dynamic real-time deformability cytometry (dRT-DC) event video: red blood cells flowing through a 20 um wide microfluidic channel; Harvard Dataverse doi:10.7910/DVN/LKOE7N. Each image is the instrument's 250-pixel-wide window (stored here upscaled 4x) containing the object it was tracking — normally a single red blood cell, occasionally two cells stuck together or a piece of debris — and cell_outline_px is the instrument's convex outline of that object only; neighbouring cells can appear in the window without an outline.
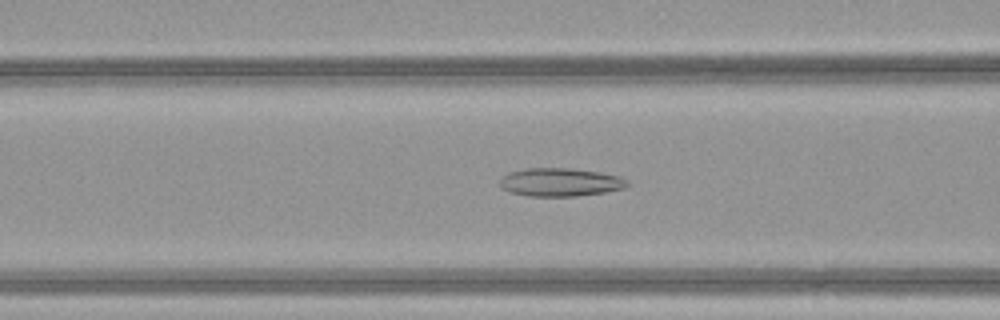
{"species": "common noctule bat (a hibernating species)", "species_latin": "Nyctalus noctula", "temperature_condition": "warm", "stored_images_in_passage": 50, "camera_frame_rate_fps": 3000, "um_per_image_px": 0.085, "animal": {"sex": "female", "body_mass_g": 21.9}, "frame": {"image": 1, "passage_image": 21, "time_ms": 6.667, "image_size_px": [1000, 320], "cell_outline_px": [[628, 184], [624, 188], [604, 192], [576, 196], [528, 196], [508, 192], [500, 188], [500, 180], [508, 172], [528, 168], [568, 168], [600, 172], [620, 176], [628, 180]], "centroid_in_image_um": [47.6, 15.49], "position_along_channel_um": 119.0, "area_um2": 21.04}}
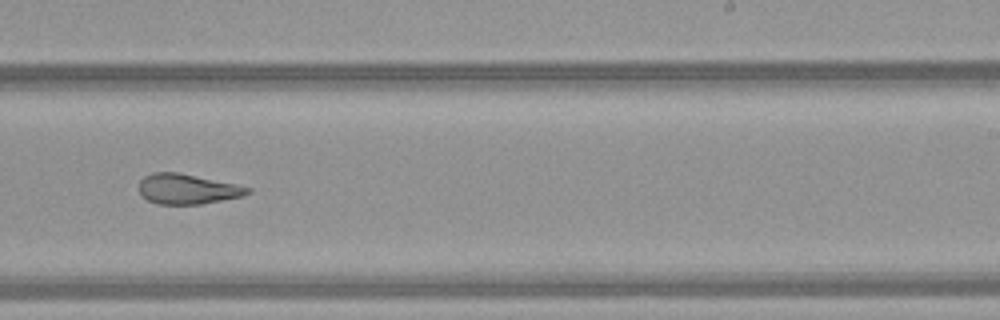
{"frame": {"image": 2, "passage_image": 32, "time_ms": 10.333, "image_size_px": [1000, 320], "cell_outline_px": [[252, 192], [244, 196], [200, 204], [156, 204], [148, 200], [140, 192], [140, 180], [144, 176], [152, 172], [176, 172], [236, 184], [252, 188]], "centroid_in_image_um": [15.95, 16.07], "position_along_channel_um": 273.0, "area_um2": 18.96}}
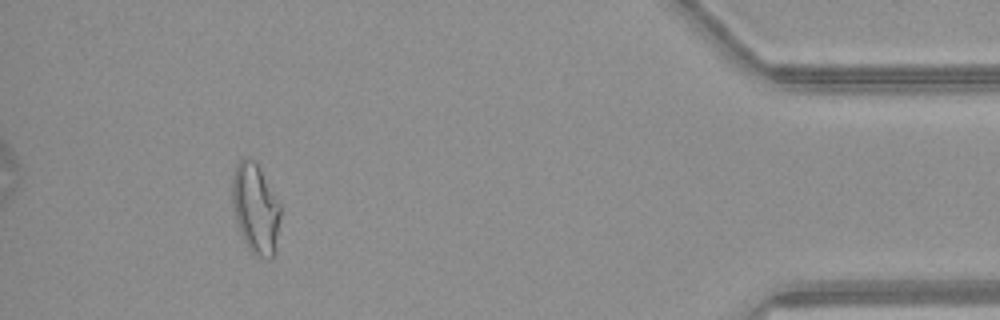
{"frame": {"image": 3, "passage_image": 46, "time_ms": 15.0, "image_size_px": [1000, 320], "cell_outline_px": [[280, 220], [276, 252], [268, 260], [256, 256], [248, 248], [236, 224], [232, 204], [232, 176], [236, 164], [240, 160], [248, 156], [256, 164], [280, 204]], "centroid_in_image_um": [21.71, 17.78], "position_along_channel_um": 413.5, "area_um2": 25.32}, "authors_computed_cell_mechanics": {"area_um2": 24.1604, "velocity_mm_per_s": 4.2009, "shape_relaxation_time_tau1_ms": null, "shape_relaxation_time_tau2_ms": 2.5403, "deformation_change_tau1": null, "deformation_change_tau2": 0.1182}}